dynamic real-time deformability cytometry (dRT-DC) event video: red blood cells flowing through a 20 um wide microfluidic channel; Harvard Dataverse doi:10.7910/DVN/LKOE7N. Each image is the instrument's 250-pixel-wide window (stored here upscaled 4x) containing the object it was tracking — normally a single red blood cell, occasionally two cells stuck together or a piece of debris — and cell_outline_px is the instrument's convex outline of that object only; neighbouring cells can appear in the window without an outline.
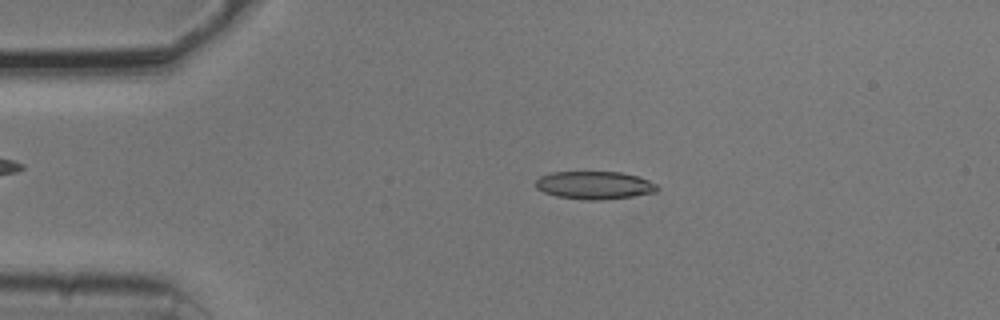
{"species": "common noctule bat (a hibernating species)", "species_latin": "Nyctalus noctula", "temperature_condition": "cold", "stored_images_in_passage": 44, "camera_frame_rate_fps": 3000, "um_per_image_px": 0.085, "animal": {"sex": "male", "body_mass_g": 20.5, "forearm_length_mm": 52.5}, "frame": {"image": 1, "passage_image": 4, "time_ms": 1.0, "image_size_px": [1000, 320], "cell_outline_px": [[660, 188], [656, 192], [632, 196], [604, 200], [584, 200], [556, 196], [544, 192], [536, 188], [536, 180], [540, 176], [552, 172], [620, 172], [636, 176], [648, 180], [656, 184]], "centroid_in_image_um": [50.52, 15.75], "position_along_channel_um": 34.5, "area_um2": 19.77}}
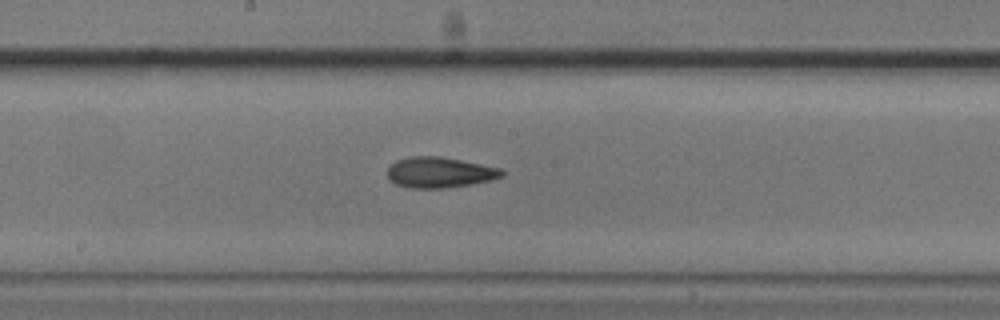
{"frame": {"image": 2, "passage_image": 21, "time_ms": 6.667, "image_size_px": [1000, 320], "cell_outline_px": [[504, 176], [488, 180], [468, 184], [440, 188], [412, 188], [396, 184], [388, 180], [388, 168], [396, 160], [412, 156], [440, 156], [500, 168], [504, 172]], "centroid_in_image_um": [37.32, 14.65], "position_along_channel_um": 210.9, "area_um2": 20.11}}
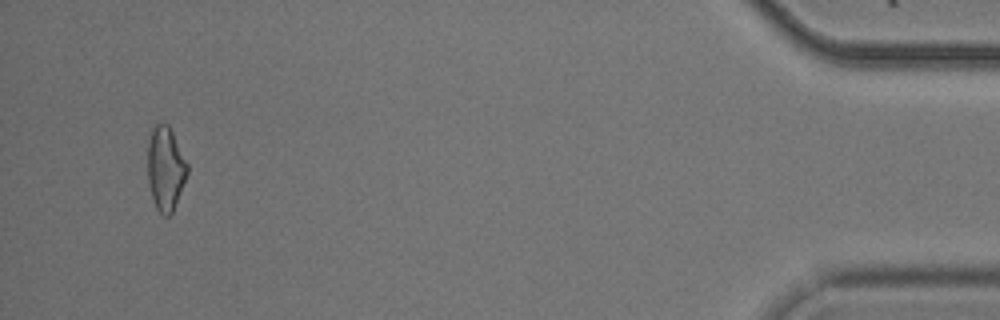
{"frame": {"image": 3, "passage_image": 44, "time_ms": 14.333, "image_size_px": [1000, 320], "cell_outline_px": [[188, 172], [172, 212], [168, 216], [164, 216], [156, 208], [152, 196], [148, 180], [148, 144], [152, 128], [156, 124], [168, 124], [188, 164]], "centroid_in_image_um": [14.06, 14.32], "position_along_channel_um": 421.1, "area_um2": 19.02}, "authors_computed_cell_mechanics": {"area_um2": 19.5942, "velocity_mm_per_s": 3.7694, "shape_relaxation_time_tau1_ms": 3.7798, "shape_relaxation_time_tau2_ms": 3.1156, "deformation_change_tau1": 0.1396, "deformation_change_tau2": 0.1193}}